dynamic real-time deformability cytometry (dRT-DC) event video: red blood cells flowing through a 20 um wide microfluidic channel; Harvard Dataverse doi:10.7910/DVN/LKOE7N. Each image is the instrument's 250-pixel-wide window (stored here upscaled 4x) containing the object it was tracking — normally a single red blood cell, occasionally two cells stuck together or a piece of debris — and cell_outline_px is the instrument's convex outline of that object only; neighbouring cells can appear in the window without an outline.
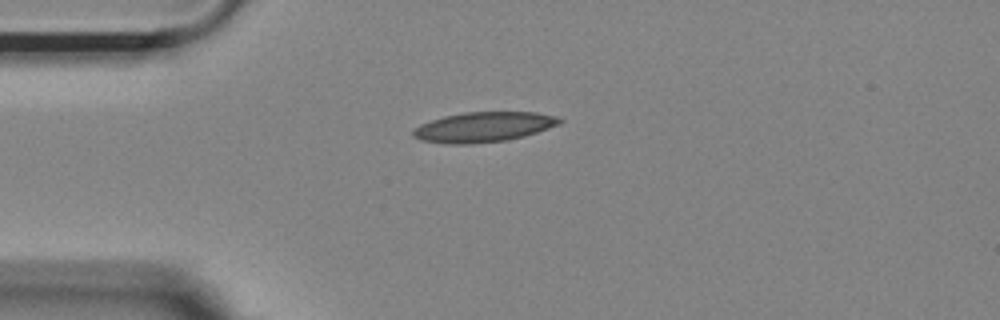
{"species": "Egyptian fruit bat (a non-hibernating species)", "species_latin": "Rousettus aegyptiacus", "temperature_condition": "room temperature", "stored_images_in_passage": 42, "camera_frame_rate_fps": 3000, "um_per_image_px": 0.085, "animal": {"sex": "female"}, "frame": {"image": 1, "passage_image": 1, "time_ms": 0.0, "image_size_px": [1000, 320], "cell_outline_px": [[564, 120], [560, 124], [524, 136], [504, 140], [472, 144], [444, 144], [420, 140], [412, 136], [412, 132], [420, 124], [444, 116], [464, 112], [536, 112], [556, 116]], "centroid_in_image_um": [41.09, 10.8], "position_along_channel_um": 43.9, "area_um2": 25.61}}
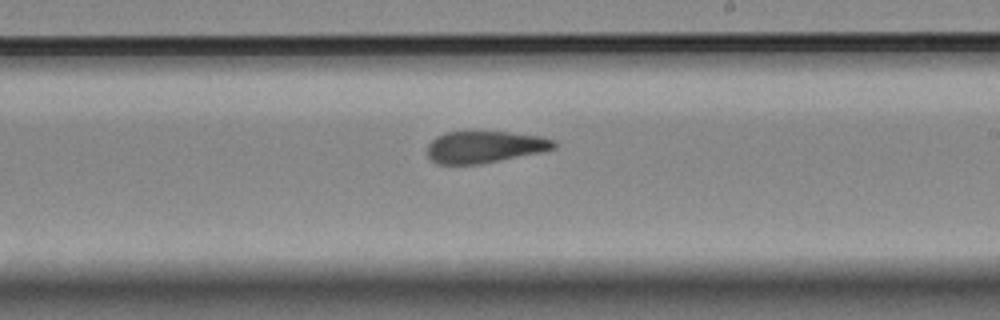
{"frame": {"image": 2, "passage_image": 19, "time_ms": 6.0, "image_size_px": [1000, 320], "cell_outline_px": [[556, 148], [540, 152], [480, 164], [436, 164], [428, 156], [428, 144], [436, 136], [444, 132], [508, 132], [540, 136], [556, 140]], "centroid_in_image_um": [41.19, 12.49], "position_along_channel_um": 247.8, "area_um2": 23.41}}
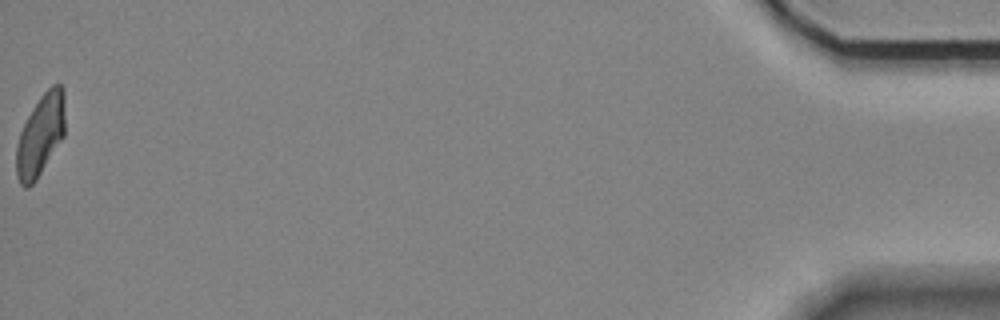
{"frame": {"image": 3, "passage_image": 42, "time_ms": 13.667, "image_size_px": [1000, 320], "cell_outline_px": [[64, 136], [36, 180], [28, 188], [24, 188], [20, 184], [16, 176], [16, 144], [20, 132], [32, 108], [40, 96], [52, 84], [60, 84], [64, 88]], "centroid_in_image_um": [3.43, 11.49], "position_along_channel_um": 431.8, "area_um2": 23.18}, "authors_computed_cell_mechanics": {"area_um2": 24.6517, "velocity_mm_per_s": 3.6789, "shape_relaxation_time_tau1_ms": null, "shape_relaxation_time_tau2_ms": 3.5964, "deformation_change_tau1": null, "deformation_change_tau2": 0.1144}}